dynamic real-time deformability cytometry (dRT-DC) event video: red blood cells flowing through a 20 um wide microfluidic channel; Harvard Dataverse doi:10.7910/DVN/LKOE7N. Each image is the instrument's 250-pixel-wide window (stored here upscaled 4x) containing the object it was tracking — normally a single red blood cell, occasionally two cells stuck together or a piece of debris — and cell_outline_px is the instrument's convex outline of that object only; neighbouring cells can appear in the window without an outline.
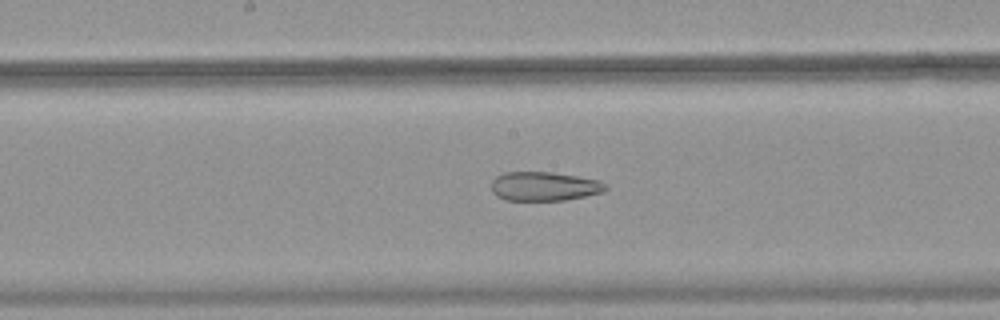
{"species": "common noctule bat (a hibernating species)", "species_latin": "Nyctalus noctula", "temperature_condition": "warm", "stored_images_in_passage": 41, "camera_frame_rate_fps": 3000, "um_per_image_px": 0.085, "animal": {"sex": "female", "body_mass_g": 18.4}, "frame": {"image": 1, "passage_image": 17, "time_ms": 5.333, "image_size_px": [1000, 320], "cell_outline_px": [[608, 188], [604, 192], [564, 200], [504, 200], [496, 196], [492, 192], [492, 180], [496, 176], [504, 172], [552, 172], [600, 180], [608, 184]], "centroid_in_image_um": [46.27, 15.83], "position_along_channel_um": 201.9, "area_um2": 19.48}}
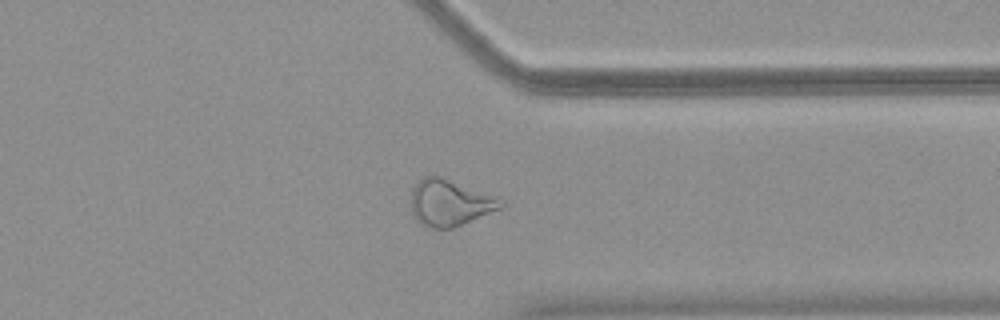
{"frame": {"image": 2, "passage_image": 30, "time_ms": 9.667, "image_size_px": [1000, 320], "cell_outline_px": [[504, 208], [452, 228], [432, 228], [420, 224], [412, 212], [412, 188], [424, 176], [440, 176], [496, 196], [504, 204]], "centroid_in_image_um": [38.25, 17.24], "position_along_channel_um": 373.1, "area_um2": 24.1}}
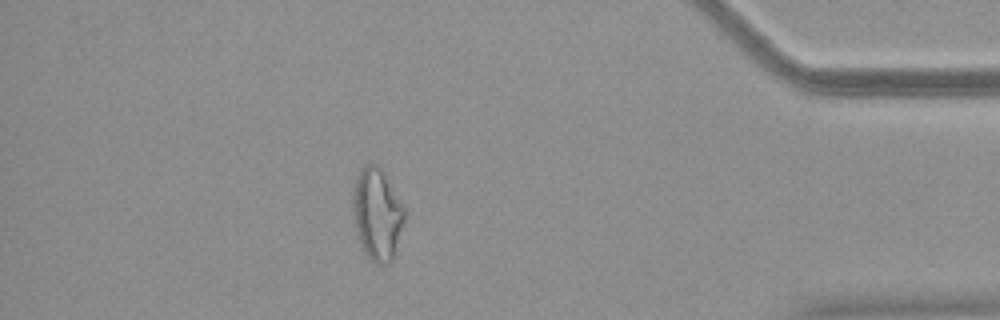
{"frame": {"image": 3, "passage_image": 35, "time_ms": 11.333, "image_size_px": [1000, 320], "cell_outline_px": [[404, 220], [392, 260], [388, 264], [376, 264], [364, 252], [360, 244], [356, 232], [352, 204], [352, 192], [356, 176], [360, 168], [368, 164], [376, 164], [380, 168], [404, 208]], "centroid_in_image_um": [32.01, 18.21], "position_along_channel_um": 403.2, "area_um2": 27.22}}